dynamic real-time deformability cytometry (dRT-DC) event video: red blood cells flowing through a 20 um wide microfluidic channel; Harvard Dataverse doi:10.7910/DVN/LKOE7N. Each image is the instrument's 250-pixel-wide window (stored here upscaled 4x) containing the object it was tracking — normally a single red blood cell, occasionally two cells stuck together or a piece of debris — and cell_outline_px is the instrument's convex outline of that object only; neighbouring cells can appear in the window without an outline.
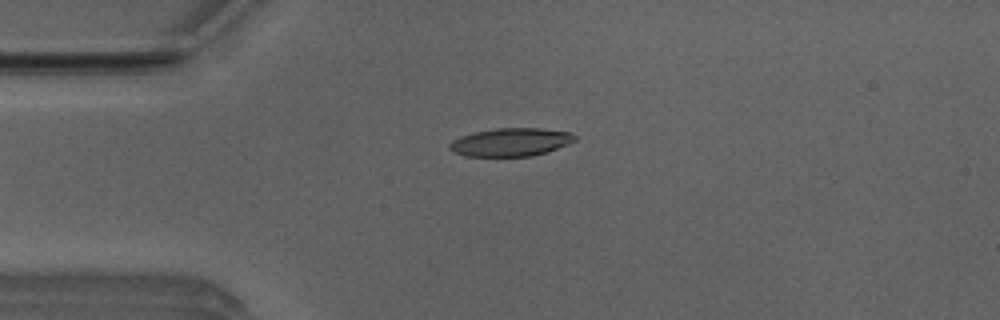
{"species": "Egyptian fruit bat (a non-hibernating species)", "species_latin": "Rousettus aegyptiacus", "temperature_condition": "room temperature", "stored_images_in_passage": 7, "camera_frame_rate_fps": 3000, "um_per_image_px": 0.085, "animal": {"sex": "male"}, "frame": {"image": 1, "passage_image": 3, "time_ms": 0.667, "image_size_px": [1000, 320], "cell_outline_px": [[576, 140], [568, 144], [548, 152], [532, 156], [464, 156], [448, 148], [448, 144], [452, 140], [460, 136], [476, 132], [496, 128], [540, 128], [568, 132], [576, 136]], "centroid_in_image_um": [43.41, 12.08], "position_along_channel_um": 41.6, "area_um2": 20.52}}
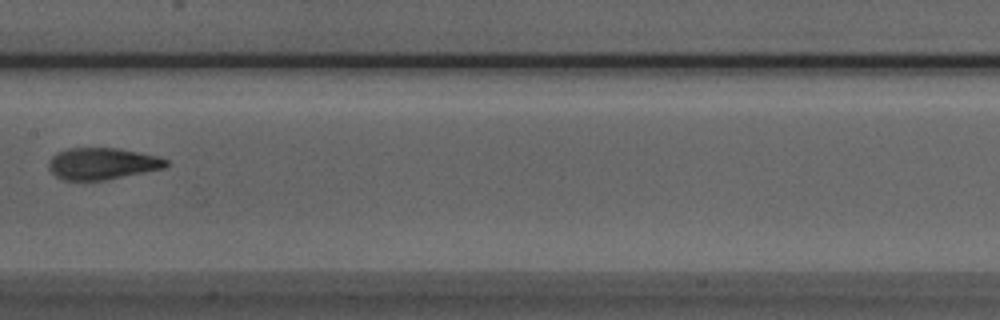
{"frame": {"image": 2, "passage_image": 7, "time_ms": 2.0, "image_size_px": [1000, 320], "cell_outline_px": [[168, 164], [164, 168], [104, 180], [64, 180], [56, 176], [48, 168], [48, 164], [52, 156], [56, 152], [68, 148], [116, 148], [156, 156], [168, 160]], "centroid_in_image_um": [8.65, 13.9], "position_along_channel_um": 198.8, "area_um2": 21.44}}